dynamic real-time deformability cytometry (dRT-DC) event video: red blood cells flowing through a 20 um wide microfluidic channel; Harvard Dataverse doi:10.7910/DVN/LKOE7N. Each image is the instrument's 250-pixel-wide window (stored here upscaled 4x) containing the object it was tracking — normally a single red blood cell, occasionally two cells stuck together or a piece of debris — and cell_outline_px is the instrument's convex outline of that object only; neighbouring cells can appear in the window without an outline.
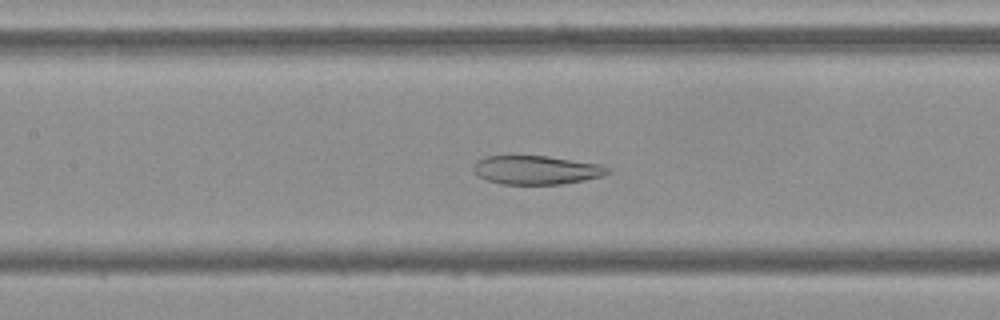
{"species": "Egyptian fruit bat (a non-hibernating species)", "species_latin": "Rousettus aegyptiacus", "temperature_condition": "cold", "stored_images_in_passage": 42, "camera_frame_rate_fps": 3000, "um_per_image_px": 0.085, "frame": {"image": 1, "passage_image": 20, "time_ms": 6.333, "image_size_px": [1000, 320], "cell_outline_px": [[612, 172], [604, 176], [564, 184], [500, 184], [476, 176], [472, 168], [476, 160], [488, 156], [548, 156], [600, 164], [612, 168]], "centroid_in_image_um": [45.62, 14.45], "position_along_channel_um": 161.8, "area_um2": 22.77}}
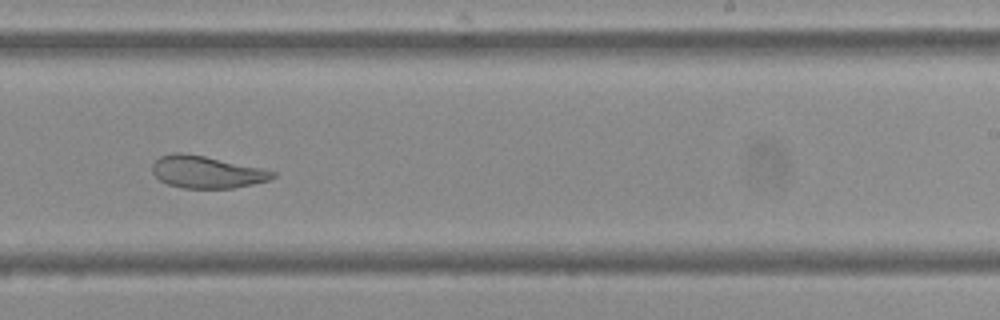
{"frame": {"image": 2, "passage_image": 29, "time_ms": 9.333, "image_size_px": [1000, 320], "cell_outline_px": [[276, 176], [268, 180], [252, 184], [232, 188], [184, 188], [168, 184], [160, 180], [152, 172], [152, 164], [160, 156], [172, 152], [180, 152], [204, 156], [260, 168], [276, 172]], "centroid_in_image_um": [17.53, 14.62], "position_along_channel_um": 271.5, "area_um2": 22.31}}
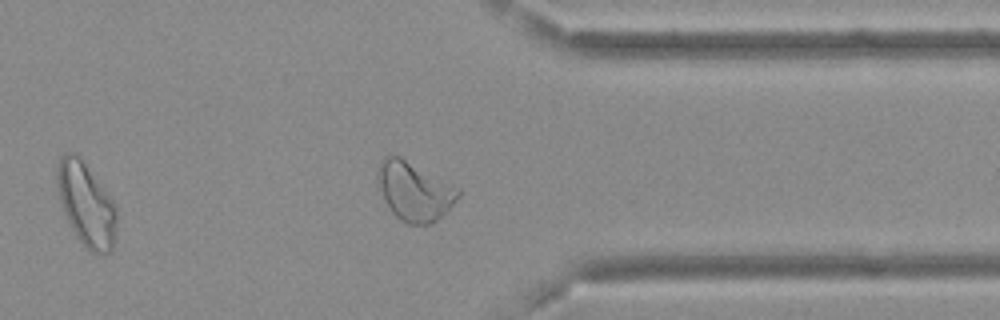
{"frame": {"image": 3, "passage_image": 38, "time_ms": 12.333, "image_size_px": [1000, 320], "cell_outline_px": [[460, 196], [432, 224], [408, 224], [400, 220], [392, 212], [384, 200], [376, 176], [376, 172], [380, 160], [384, 156], [400, 156], [460, 188]], "centroid_in_image_um": [35.2, 16.23], "position_along_channel_um": 376.2, "area_um2": 27.46}, "authors_computed_cell_mechanics": {"area_um2": 26.4146, "velocity_mm_per_s": 3.6673, "shape_relaxation_time_tau1_ms": null, "shape_relaxation_time_tau2_ms": 4.0357, "deformation_change_tau1": null, "deformation_change_tau2": 0.0982}}